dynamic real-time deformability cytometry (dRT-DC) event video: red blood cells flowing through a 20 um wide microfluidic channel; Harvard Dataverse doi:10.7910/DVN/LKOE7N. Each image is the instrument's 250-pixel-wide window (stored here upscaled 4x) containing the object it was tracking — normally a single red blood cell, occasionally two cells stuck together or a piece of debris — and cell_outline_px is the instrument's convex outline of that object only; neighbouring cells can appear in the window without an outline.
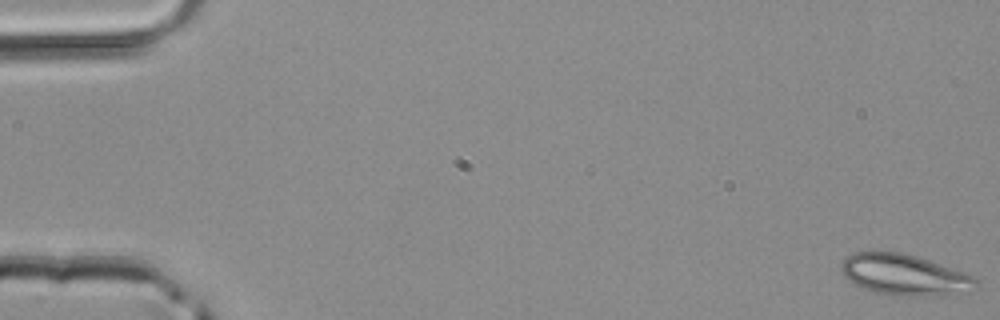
{"species": "common noctule bat (a hibernating species)", "species_latin": "Nyctalus noctula", "temperature_condition": "room temperature", "stored_images_in_passage": 47, "camera_frame_rate_fps": 3000, "um_per_image_px": 0.085, "animal": {"sex": "male", "body_mass_g": 20.4}, "frame": {"image": 1, "passage_image": 1, "time_ms": 0.0, "image_size_px": [1000, 320], "cell_outline_px": [[980, 288], [972, 292], [920, 296], [892, 296], [872, 292], [848, 280], [844, 276], [840, 268], [840, 264], [852, 252], [900, 252], [916, 256], [928, 260], [972, 276], [976, 280]], "centroid_in_image_um": [76.87, 23.38], "position_along_channel_um": 8.1, "area_um2": 32.14}}
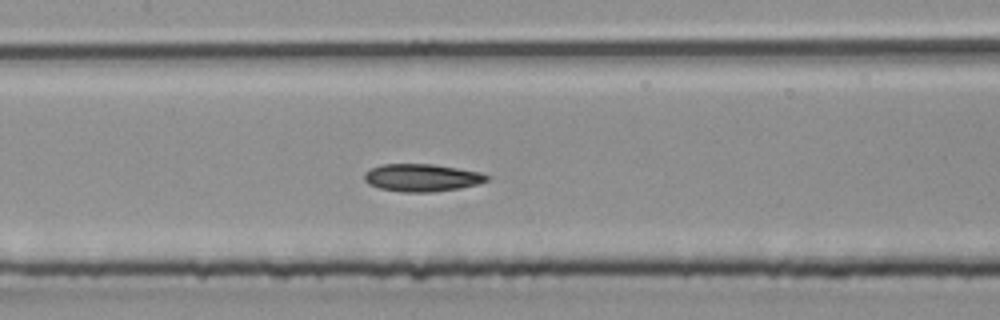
{"frame": {"image": 2, "passage_image": 23, "time_ms": 7.333, "image_size_px": [1000, 320], "cell_outline_px": [[492, 176], [488, 180], [480, 184], [460, 188], [432, 192], [400, 192], [380, 188], [368, 184], [364, 180], [364, 172], [380, 164], [432, 164], [480, 172]], "centroid_in_image_um": [35.87, 15.11], "position_along_channel_um": 171.5, "area_um2": 19.83}}
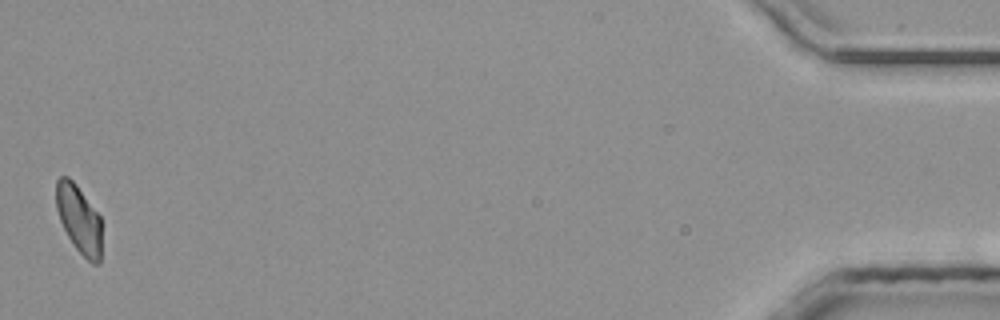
{"frame": {"image": 3, "passage_image": 47, "time_ms": 15.333, "image_size_px": [1000, 320], "cell_outline_px": [[100, 264], [92, 264], [72, 244], [60, 220], [56, 208], [56, 180], [60, 176], [68, 176], [76, 184], [100, 216]], "centroid_in_image_um": [6.69, 18.61], "position_along_channel_um": 428.5, "area_um2": 17.86}}